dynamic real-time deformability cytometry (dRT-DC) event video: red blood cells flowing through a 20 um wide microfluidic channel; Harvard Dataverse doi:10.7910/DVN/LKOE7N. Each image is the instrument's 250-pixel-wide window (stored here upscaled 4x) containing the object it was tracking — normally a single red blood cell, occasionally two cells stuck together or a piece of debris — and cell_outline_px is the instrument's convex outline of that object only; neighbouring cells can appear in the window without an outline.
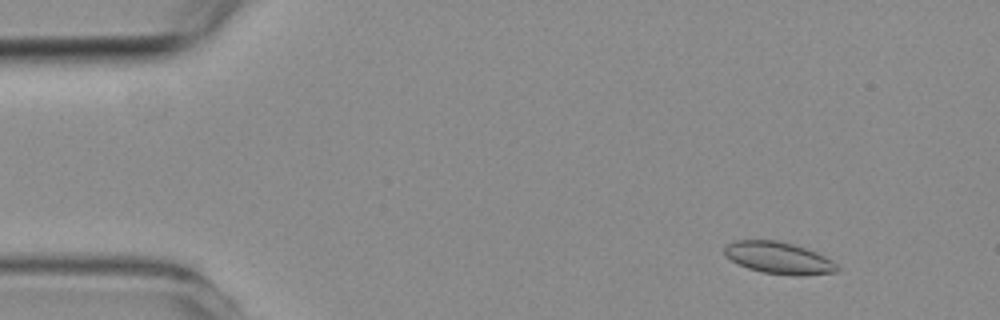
{"species": "common noctule bat (a hibernating species)", "species_latin": "Nyctalus noctula", "temperature_condition": "room temperature", "stored_images_in_passage": 5, "camera_frame_rate_fps": 3000, "um_per_image_px": 0.085, "animal": {"sex": "female", "body_mass_g": 19.3, "forearm_length_mm": 54.1}, "frame": {"image": 1, "passage_image": 2, "time_ms": 1.333, "image_size_px": [1000, 320], "cell_outline_px": [[840, 268], [836, 272], [800, 276], [796, 276], [764, 272], [748, 268], [724, 256], [724, 244], [732, 240], [776, 240], [792, 244], [816, 252], [832, 260]], "centroid_in_image_um": [66.16, 21.91], "position_along_channel_um": 18.8, "area_um2": 20.92}}
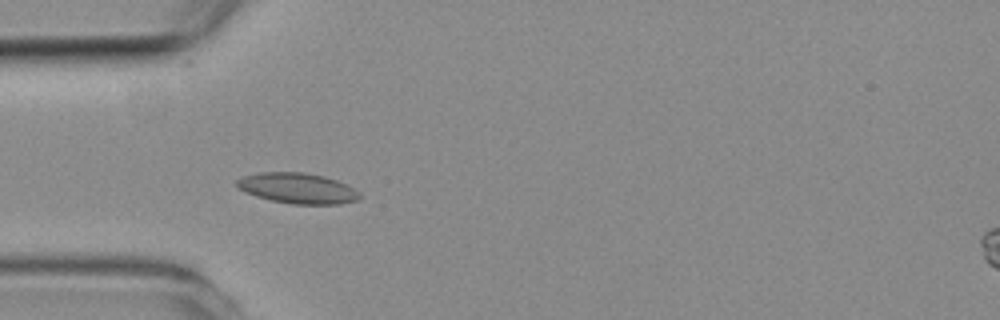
{"frame": {"image": 2, "passage_image": 5, "time_ms": 4.667, "image_size_px": [1000, 320], "cell_outline_px": [[360, 200], [340, 204], [292, 204], [272, 200], [256, 196], [244, 192], [236, 184], [236, 180], [244, 176], [260, 172], [304, 172], [324, 176], [336, 180], [360, 192]], "centroid_in_image_um": [25.3, 16.0], "position_along_channel_um": 59.7, "area_um2": 21.79}}